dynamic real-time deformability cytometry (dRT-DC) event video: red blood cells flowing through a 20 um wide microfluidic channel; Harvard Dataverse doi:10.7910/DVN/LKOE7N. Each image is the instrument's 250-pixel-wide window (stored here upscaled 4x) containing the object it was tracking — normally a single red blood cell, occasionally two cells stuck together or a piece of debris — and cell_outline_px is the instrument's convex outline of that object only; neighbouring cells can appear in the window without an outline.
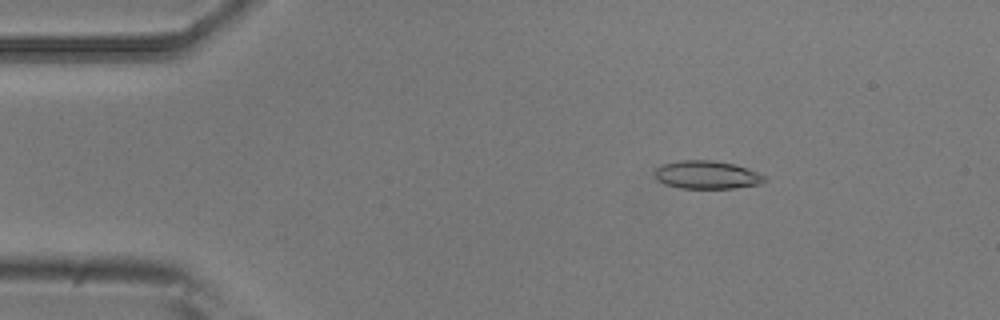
{"species": "common noctule bat (a hibernating species)", "species_latin": "Nyctalus noctula", "temperature_condition": "room temperature", "stored_images_in_passage": 5, "camera_frame_rate_fps": 3000, "um_per_image_px": 0.085, "animal": {"sex": "male", "body_mass_g": 20.5, "forearm_length_mm": 52.5}, "frame": {"image": 1, "passage_image": 3, "time_ms": 0.667, "image_size_px": [1000, 320], "cell_outline_px": [[768, 180], [760, 184], [736, 188], [680, 188], [664, 184], [656, 176], [656, 168], [664, 164], [680, 160], [712, 160], [736, 164], [748, 168], [768, 176]], "centroid_in_image_um": [60.18, 14.86], "position_along_channel_um": 24.8, "area_um2": 18.09}}